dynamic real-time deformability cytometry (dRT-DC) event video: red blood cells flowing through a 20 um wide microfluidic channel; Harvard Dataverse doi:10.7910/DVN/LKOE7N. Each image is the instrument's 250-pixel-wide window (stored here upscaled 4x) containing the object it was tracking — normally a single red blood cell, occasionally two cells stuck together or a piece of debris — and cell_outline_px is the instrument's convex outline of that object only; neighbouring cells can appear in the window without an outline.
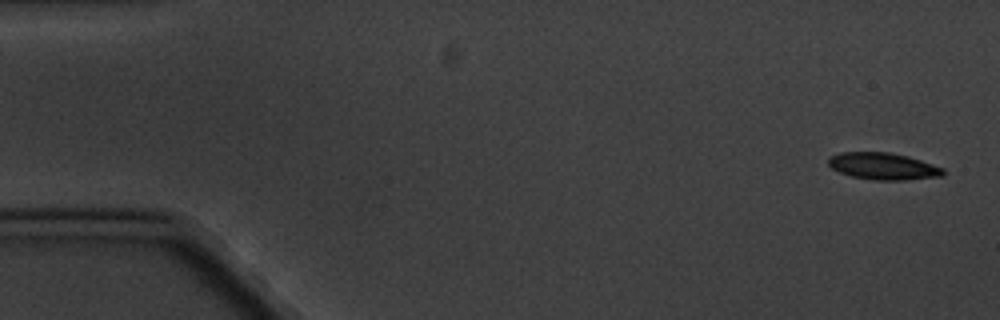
{"species": "common noctule bat (a hibernating species)", "species_latin": "Nyctalus noctula", "temperature_condition": "cold", "stored_images_in_passage": 5, "camera_frame_rate_fps": 3000, "um_per_image_px": 0.085, "animal": {"sex": "male", "body_mass_g": 20.1, "forearm_length_mm": 53.5}, "frame": {"image": 1, "passage_image": 1, "time_ms": 0.0, "image_size_px": [1000, 320], "cell_outline_px": [[944, 176], [904, 180], [872, 180], [852, 176], [840, 172], [832, 168], [828, 164], [828, 156], [840, 152], [888, 152], [908, 156], [944, 168]], "centroid_in_image_um": [75.06, 14.12], "position_along_channel_um": 9.9, "area_um2": 18.03}}